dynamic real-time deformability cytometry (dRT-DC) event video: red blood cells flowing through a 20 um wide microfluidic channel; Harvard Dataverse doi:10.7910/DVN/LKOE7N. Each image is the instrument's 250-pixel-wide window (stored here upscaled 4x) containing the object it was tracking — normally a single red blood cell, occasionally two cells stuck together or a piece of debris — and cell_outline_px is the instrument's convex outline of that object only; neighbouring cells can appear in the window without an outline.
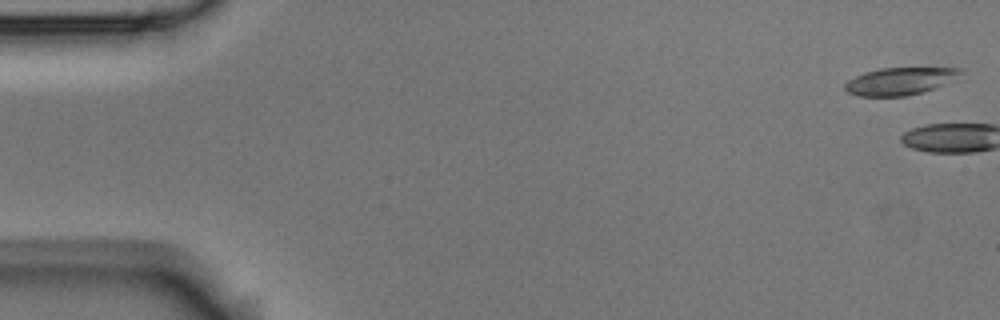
{"species": "Egyptian fruit bat (a non-hibernating species)", "species_latin": "Rousettus aegyptiacus", "temperature_condition": "room temperature", "stored_images_in_passage": 5, "camera_frame_rate_fps": 3000, "um_per_image_px": 0.085, "animal": {"sex": "male"}, "frame": {"image": 1, "passage_image": 1, "time_ms": 0.0, "image_size_px": [1000, 320], "cell_outline_px": [[964, 68], [960, 72], [940, 84], [932, 88], [920, 92], [904, 96], [860, 96], [848, 92], [844, 88], [844, 84], [848, 80], [864, 72], [880, 68]], "centroid_in_image_um": [76.35, 6.89], "position_along_channel_um": 8.7, "area_um2": 17.69}}